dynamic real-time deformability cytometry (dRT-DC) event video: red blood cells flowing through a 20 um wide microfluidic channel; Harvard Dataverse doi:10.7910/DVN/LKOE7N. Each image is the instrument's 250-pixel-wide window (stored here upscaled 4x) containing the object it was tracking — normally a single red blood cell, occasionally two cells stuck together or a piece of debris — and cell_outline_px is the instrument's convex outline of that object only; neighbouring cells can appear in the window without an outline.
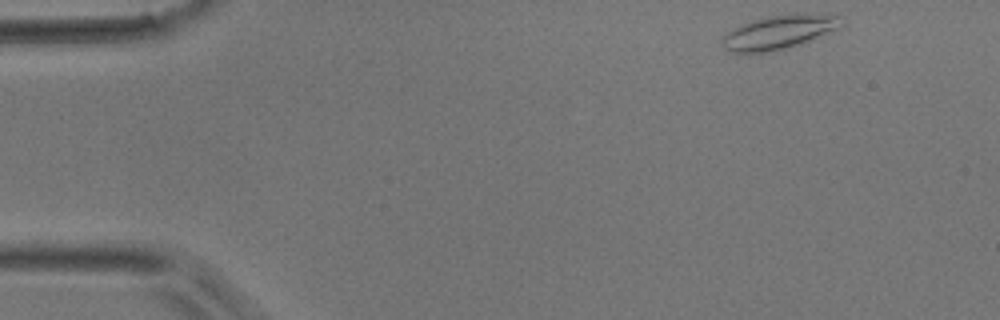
{"species": "common noctule bat (a hibernating species)", "species_latin": "Nyctalus noctula", "temperature_condition": "room temperature", "stored_images_in_passage": 9, "camera_frame_rate_fps": 3000, "um_per_image_px": 0.085, "animal": {"sex": "male", "body_mass_g": 17.9}, "frame": {"image": 1, "passage_image": 1, "time_ms": 0.0, "image_size_px": [1000, 320], "cell_outline_px": [[844, 24], [836, 28], [788, 48], [764, 52], [732, 52], [724, 48], [720, 44], [720, 40], [732, 28], [740, 24], [768, 16], [796, 12], [844, 16]], "centroid_in_image_um": [66.18, 2.7], "position_along_channel_um": 18.8, "area_um2": 23.41}}